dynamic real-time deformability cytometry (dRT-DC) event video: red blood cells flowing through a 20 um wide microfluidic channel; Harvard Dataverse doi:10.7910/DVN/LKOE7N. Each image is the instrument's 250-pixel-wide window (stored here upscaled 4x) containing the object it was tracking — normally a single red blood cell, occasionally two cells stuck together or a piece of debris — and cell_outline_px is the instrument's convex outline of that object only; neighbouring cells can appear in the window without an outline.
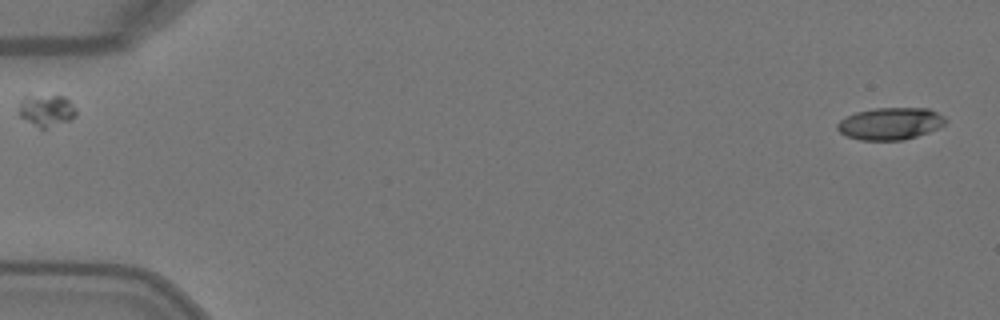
{"species": "Egyptian fruit bat (a non-hibernating species)", "species_latin": "Rousettus aegyptiacus", "temperature_condition": "warm", "stored_images_in_passage": 2, "segment_of_instrument_passage": [2, 2], "camera_frame_rate_fps": 3000, "um_per_image_px": 0.085, "animal": {"sex": "female"}, "frame": {"image": 1, "passage_image": 2, "time_ms": 0.333, "image_size_px": [1000, 320], "cell_outline_px": [[948, 120], [944, 124], [928, 132], [904, 140], [860, 140], [844, 136], [836, 128], [836, 124], [840, 120], [856, 112], [876, 108], [928, 108], [944, 116]], "centroid_in_image_um": [75.65, 10.51], "position_along_channel_um": 9.4, "area_um2": 20.23}}